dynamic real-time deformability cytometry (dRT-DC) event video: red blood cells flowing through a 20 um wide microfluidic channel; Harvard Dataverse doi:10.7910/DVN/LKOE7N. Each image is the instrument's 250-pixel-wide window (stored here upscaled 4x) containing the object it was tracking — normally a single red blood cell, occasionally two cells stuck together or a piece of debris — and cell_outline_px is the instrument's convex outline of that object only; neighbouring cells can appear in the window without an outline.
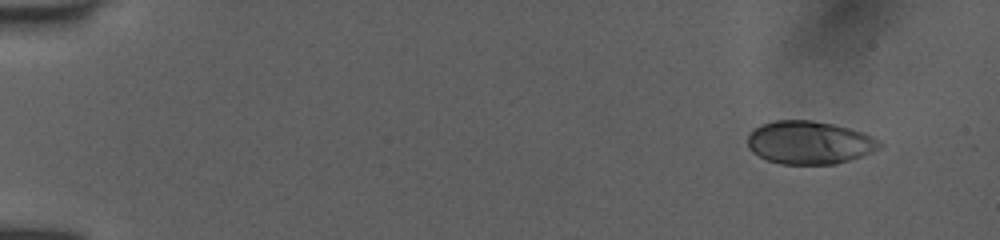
{"species": "human", "species_latin": "Homo sapiens", "temperature_condition": "room temperature", "stored_images_in_passage": 9, "camera_frame_rate_fps": 3000, "um_per_image_px": 0.085, "donor": {"sex": "female"}, "frame": {"image": 1, "passage_image": 1, "time_ms": 0.0, "image_size_px": [1000, 240], "cell_outline_px": [[884, 144], [880, 148], [872, 152], [836, 164], [780, 164], [768, 160], [752, 152], [748, 148], [748, 136], [760, 124], [776, 120], [812, 120], [832, 124], [864, 132], [880, 140]], "centroid_in_image_um": [68.82, 12.11], "position_along_channel_um": 16.2, "area_um2": 33.12}}
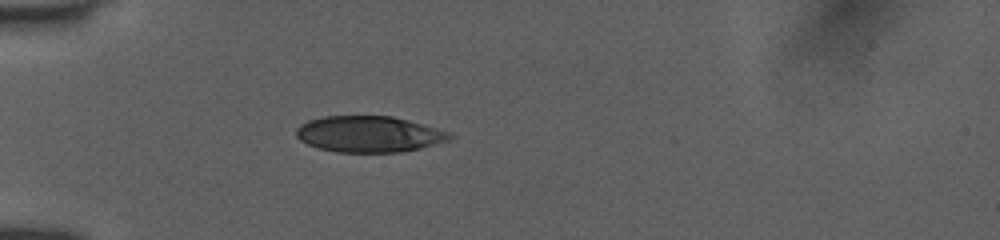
{"frame": {"image": 2, "passage_image": 6, "time_ms": 4.0, "image_size_px": [1000, 240], "cell_outline_px": [[456, 136], [452, 140], [420, 148], [400, 152], [336, 152], [320, 148], [308, 144], [300, 140], [296, 136], [296, 128], [300, 124], [308, 120], [324, 116], [392, 116], [408, 120], [452, 132]], "centroid_in_image_um": [31.41, 11.4], "position_along_channel_um": 53.6, "area_um2": 32.54}}
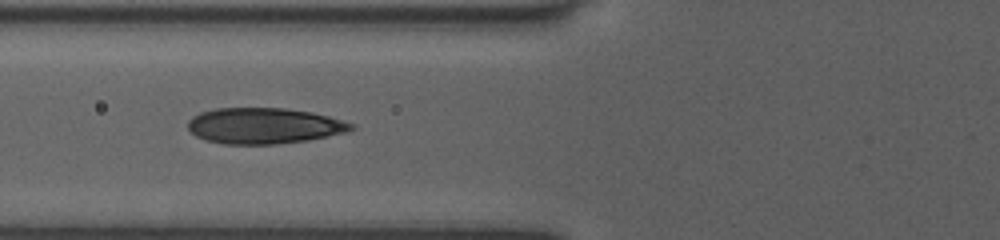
{"frame": {"image": 3, "passage_image": 8, "time_ms": 5.667, "image_size_px": [1000, 240], "cell_outline_px": [[356, 128], [348, 132], [308, 140], [276, 144], [224, 144], [204, 140], [196, 136], [188, 128], [188, 120], [192, 116], [200, 112], [216, 108], [284, 108], [312, 112], [328, 116], [356, 124]], "centroid_in_image_um": [22.45, 10.69], "position_along_channel_um": 103.3, "area_um2": 34.39}}